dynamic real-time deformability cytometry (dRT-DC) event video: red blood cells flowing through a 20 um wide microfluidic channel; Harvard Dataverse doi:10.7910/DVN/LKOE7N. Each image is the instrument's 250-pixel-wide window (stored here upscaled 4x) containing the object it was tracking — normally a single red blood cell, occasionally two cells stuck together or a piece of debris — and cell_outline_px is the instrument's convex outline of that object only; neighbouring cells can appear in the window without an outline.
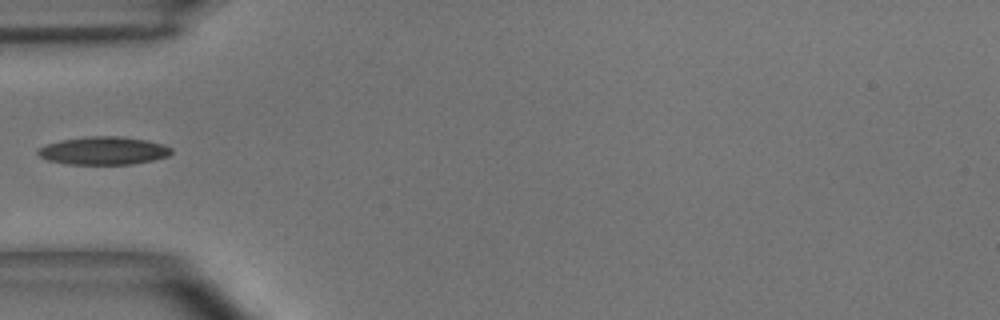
{"species": "common noctule bat (a hibernating species)", "species_latin": "Nyctalus noctula", "temperature_condition": "room temperature", "stored_images_in_passage": 22, "camera_frame_rate_fps": 3000, "um_per_image_px": 0.085, "animal": {"sex": "male", "body_mass_g": 15.6}, "frame": {"image": 1, "passage_image": 1, "time_ms": 0.0, "image_size_px": [1000, 320], "cell_outline_px": [[172, 152], [168, 156], [152, 160], [132, 164], [68, 164], [48, 160], [40, 156], [36, 152], [44, 144], [60, 140], [88, 136], [116, 136], [144, 140], [164, 144], [172, 148]], "centroid_in_image_um": [8.78, 12.8], "position_along_channel_um": 76.2, "area_um2": 21.68}}